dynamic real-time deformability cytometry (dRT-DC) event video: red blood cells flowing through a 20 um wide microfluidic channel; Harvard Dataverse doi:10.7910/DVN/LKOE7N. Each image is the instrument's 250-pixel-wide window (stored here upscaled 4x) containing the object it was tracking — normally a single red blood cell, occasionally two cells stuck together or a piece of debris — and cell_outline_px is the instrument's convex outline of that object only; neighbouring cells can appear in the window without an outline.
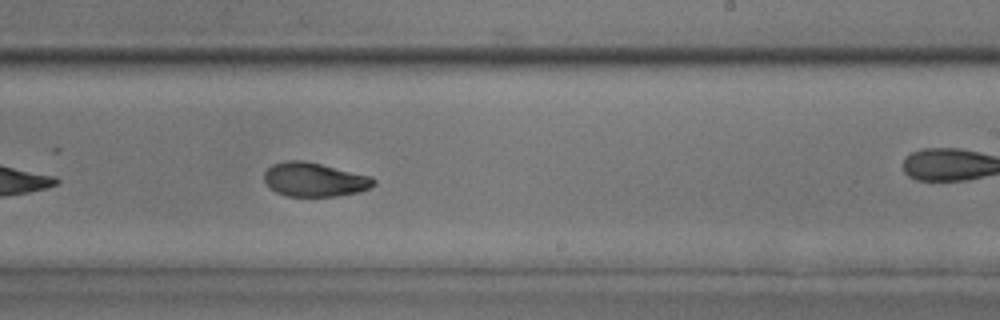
{"species": "common noctule bat (a hibernating species)", "species_latin": "Nyctalus noctula", "temperature_condition": "room temperature", "stored_images_in_passage": 36, "camera_frame_rate_fps": 3000, "um_per_image_px": 0.085, "animal": {"sex": "male", "body_mass_g": 17.9, "forearm_length_mm": 54.2}, "frame": {"image": 1, "passage_image": 16, "time_ms": 5.0, "image_size_px": [1000, 320], "cell_outline_px": [[376, 184], [360, 192], [336, 196], [288, 196], [276, 192], [264, 180], [264, 172], [272, 164], [288, 160], [304, 160], [372, 176], [376, 180]], "centroid_in_image_um": [26.75, 15.26], "position_along_channel_um": 262.2, "area_um2": 21.68}, "authors_computed_cell_mechanics": {"area_um2": 21.7906, "velocity_mm_per_s": 4.0537, "shape_relaxation_time_tau1_ms": 4.0284, "shape_relaxation_time_tau2_ms": 1.1798, "deformation_change_tau1": 0.1628, "deformation_change_tau2": 0.0346}}